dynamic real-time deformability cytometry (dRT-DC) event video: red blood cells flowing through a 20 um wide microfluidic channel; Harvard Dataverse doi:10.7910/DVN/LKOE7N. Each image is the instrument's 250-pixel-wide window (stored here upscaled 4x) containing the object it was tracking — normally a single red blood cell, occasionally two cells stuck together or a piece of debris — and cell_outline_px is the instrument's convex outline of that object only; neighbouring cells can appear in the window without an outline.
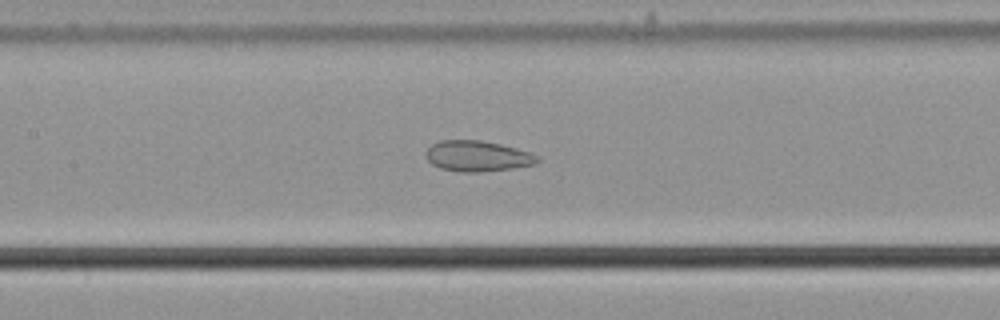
{"species": "common noctule bat (a hibernating species)", "species_latin": "Nyctalus noctula", "temperature_condition": "cold", "stored_images_in_passage": 40, "camera_frame_rate_fps": 3000, "um_per_image_px": 0.085, "animal": {"sex": "male", "body_mass_g": 21.5, "forearm_length_mm": 52.0}, "frame": {"image": 1, "passage_image": 15, "time_ms": 4.667, "image_size_px": [1000, 320], "cell_outline_px": [[540, 160], [536, 164], [512, 168], [480, 172], [460, 172], [440, 168], [432, 164], [428, 160], [424, 152], [432, 144], [440, 140], [480, 140], [500, 144], [516, 148], [528, 152], [536, 156]], "centroid_in_image_um": [40.55, 13.27], "position_along_channel_um": 166.9, "area_um2": 19.88}}
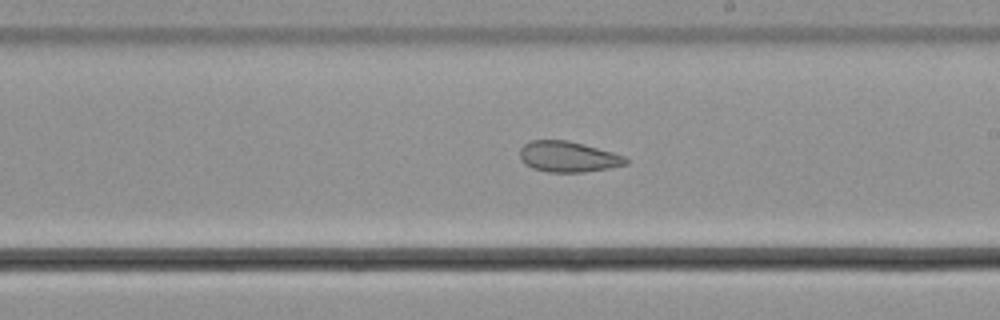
{"frame": {"image": 2, "passage_image": 21, "time_ms": 6.667, "image_size_px": [1000, 320], "cell_outline_px": [[628, 164], [608, 168], [584, 172], [548, 172], [532, 168], [524, 164], [520, 160], [520, 148], [524, 144], [532, 140], [568, 140], [584, 144], [612, 152], [624, 156], [628, 160]], "centroid_in_image_um": [48.26, 13.32], "position_along_channel_um": 240.7, "area_um2": 19.02}}
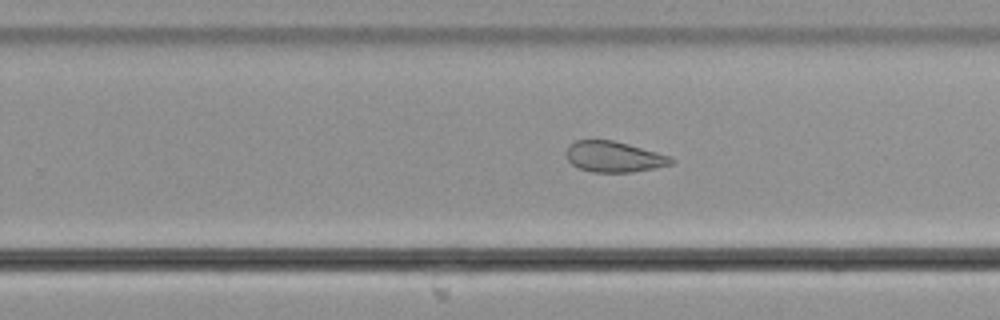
{"frame": {"image": 3, "passage_image": 24, "time_ms": 7.667, "image_size_px": [1000, 320], "cell_outline_px": [[676, 160], [672, 164], [632, 172], [592, 172], [580, 168], [572, 164], [568, 160], [564, 152], [568, 144], [576, 140], [612, 140], [628, 144], [656, 152], [668, 156]], "centroid_in_image_um": [52.13, 13.32], "position_along_channel_um": 277.7, "area_um2": 18.73}, "authors_computed_cell_mechanics": {"area_um2": 21.0392, "velocity_mm_per_s": 3.7118, "shape_relaxation_time_tau1_ms": null, "shape_relaxation_time_tau2_ms": 3.3874, "deformation_change_tau1": null, "deformation_change_tau2": 0.0976}}